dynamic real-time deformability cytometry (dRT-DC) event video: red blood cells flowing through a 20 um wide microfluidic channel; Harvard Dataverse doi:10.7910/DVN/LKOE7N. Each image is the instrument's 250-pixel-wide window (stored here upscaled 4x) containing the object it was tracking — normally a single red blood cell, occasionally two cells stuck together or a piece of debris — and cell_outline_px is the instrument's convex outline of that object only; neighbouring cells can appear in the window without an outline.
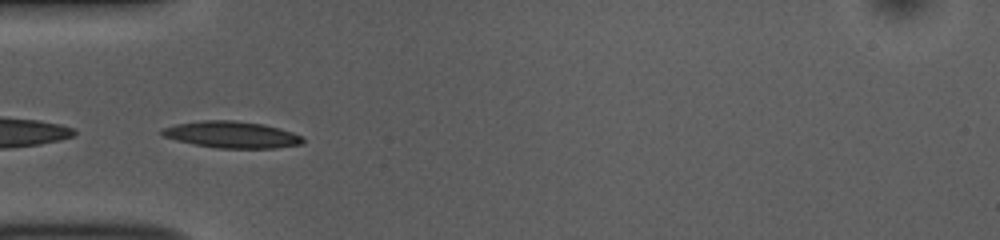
{"species": "common noctule bat (a hibernating species)", "species_latin": "Nyctalus noctula", "temperature_condition": "room temperature", "stored_images_in_passage": 41, "camera_frame_rate_fps": 3000, "um_per_image_px": 0.085, "animal": {"sex": "female", "body_mass_g": 10.0, "forearm_length_mm": 53.1}, "frame": {"image": 1, "passage_image": 5, "time_ms": 1.333, "image_size_px": [1000, 240], "cell_outline_px": [[304, 144], [276, 148], [216, 148], [176, 140], [164, 136], [160, 132], [160, 128], [176, 124], [200, 120], [232, 120], [264, 124], [280, 128], [304, 136]], "centroid_in_image_um": [19.73, 11.44], "position_along_channel_um": 65.3, "area_um2": 22.02}}
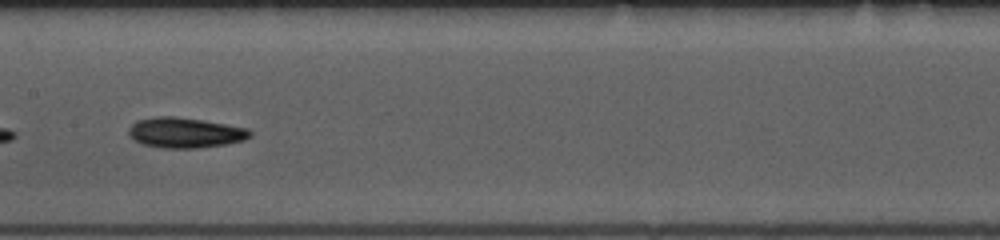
{"frame": {"image": 2, "passage_image": 15, "time_ms": 4.667, "image_size_px": [1000, 240], "cell_outline_px": [[252, 136], [244, 140], [224, 144], [196, 148], [164, 148], [144, 144], [136, 140], [128, 132], [128, 128], [136, 120], [152, 116], [176, 116], [204, 120], [248, 128], [252, 132]], "centroid_in_image_um": [15.75, 11.26], "position_along_channel_um": 191.7, "area_um2": 21.44}}
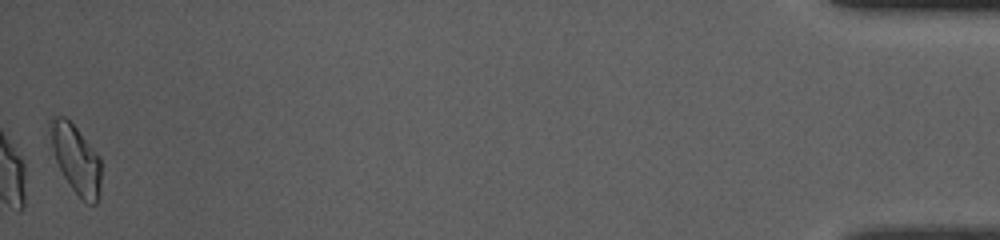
{"frame": {"image": 3, "passage_image": 41, "time_ms": 13.333, "image_size_px": [1000, 240], "cell_outline_px": [[100, 196], [96, 204], [84, 204], [72, 188], [64, 176], [56, 160], [52, 148], [48, 124], [48, 116], [64, 116], [76, 128], [100, 156]], "centroid_in_image_um": [6.45, 13.53], "position_along_channel_um": 428.8, "area_um2": 20.46}, "authors_computed_cell_mechanics": {"area_um2": 20.0566, "velocity_mm_per_s": 3.7943, "shape_relaxation_time_tau1_ms": 3.3666, "shape_relaxation_time_tau2_ms": 2.9181, "deformation_change_tau1": 0.1386, "deformation_change_tau2": 0.102}}